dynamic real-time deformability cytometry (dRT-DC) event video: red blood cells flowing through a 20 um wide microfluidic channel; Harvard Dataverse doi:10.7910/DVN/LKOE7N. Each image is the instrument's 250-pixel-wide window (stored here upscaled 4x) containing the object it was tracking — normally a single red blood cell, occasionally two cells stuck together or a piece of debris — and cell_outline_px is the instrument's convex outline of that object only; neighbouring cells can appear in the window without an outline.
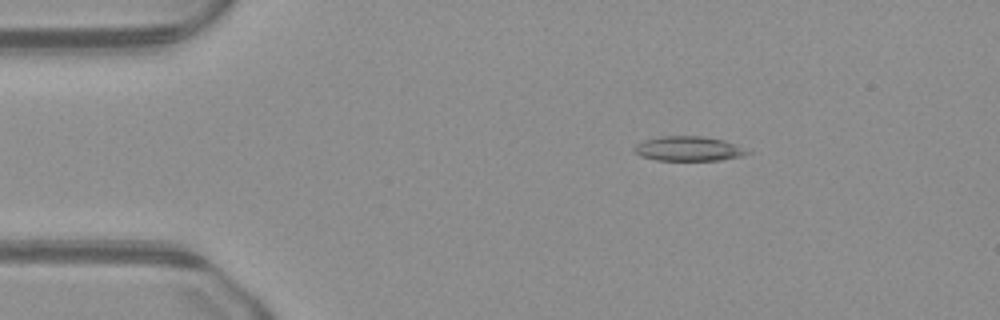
{"species": "common noctule bat (a hibernating species)", "species_latin": "Nyctalus noctula", "temperature_condition": "warm", "stored_images_in_passage": 42, "camera_frame_rate_fps": 3000, "um_per_image_px": 0.085, "animal": {"sex": "male", "body_mass_g": 23.1, "forearm_length_mm": 52.7}, "frame": {"image": 1, "passage_image": 1, "time_ms": 0.0, "image_size_px": [1000, 320], "cell_outline_px": [[752, 152], [744, 156], [720, 160], [656, 160], [640, 156], [632, 148], [636, 144], [644, 140], [660, 136], [700, 136], [724, 140], [736, 144]], "centroid_in_image_um": [58.53, 12.64], "position_along_channel_um": 26.5, "area_um2": 16.3}}
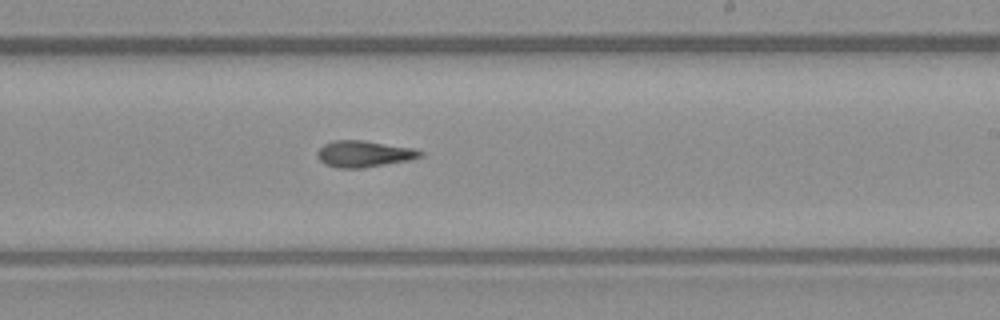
{"frame": {"image": 2, "passage_image": 22, "time_ms": 7.0, "image_size_px": [1000, 320], "cell_outline_px": [[424, 156], [412, 160], [364, 168], [336, 168], [324, 164], [316, 156], [316, 152], [324, 144], [332, 140], [364, 140], [416, 148], [424, 152]], "centroid_in_image_um": [30.98, 13.08], "position_along_channel_um": 258.0, "area_um2": 16.3}}
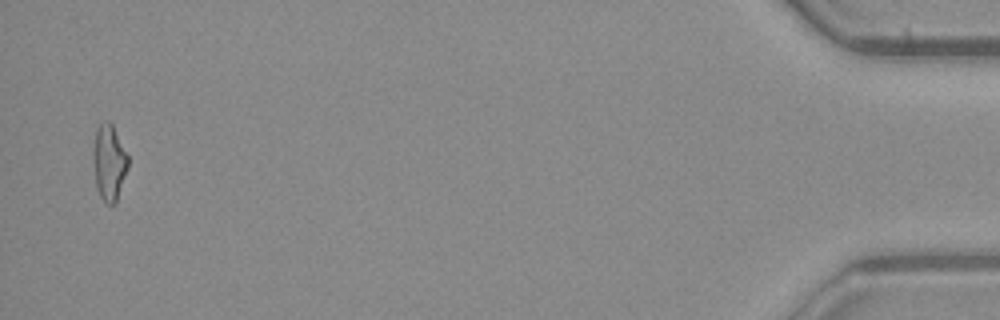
{"frame": {"image": 3, "passage_image": 41, "time_ms": 13.333, "image_size_px": [1000, 320], "cell_outline_px": [[128, 168], [116, 204], [108, 204], [100, 196], [96, 188], [92, 160], [92, 148], [96, 128], [104, 120], [108, 120], [112, 124], [128, 156]], "centroid_in_image_um": [9.25, 13.8], "position_along_channel_um": 426.0, "area_um2": 15.72}}